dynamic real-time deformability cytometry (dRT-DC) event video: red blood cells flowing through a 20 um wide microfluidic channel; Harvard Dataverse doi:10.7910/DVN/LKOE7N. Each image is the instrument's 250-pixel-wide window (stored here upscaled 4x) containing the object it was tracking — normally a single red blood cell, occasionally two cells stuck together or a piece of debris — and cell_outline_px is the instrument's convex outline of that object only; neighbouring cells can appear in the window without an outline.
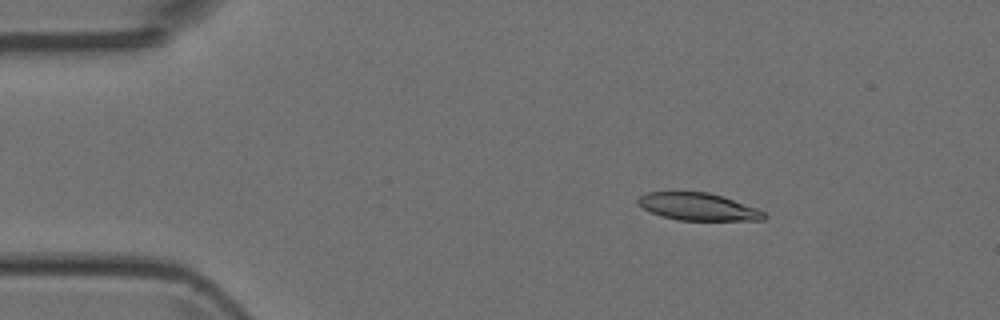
{"species": "Egyptian fruit bat (a non-hibernating species)", "species_latin": "Rousettus aegyptiacus", "temperature_condition": "room temperature", "stored_images_in_passage": 5, "camera_frame_rate_fps": 3000, "um_per_image_px": 0.085, "animal": {"sex": "female"}, "frame": {"image": 1, "passage_image": 3, "time_ms": 2.333, "image_size_px": [1000, 320], "cell_outline_px": [[768, 216], [764, 220], [676, 220], [652, 212], [644, 208], [636, 200], [640, 196], [648, 192], [708, 192], [724, 196], [756, 208], [764, 212]], "centroid_in_image_um": [59.38, 17.57], "position_along_channel_um": 25.6, "area_um2": 19.94}}
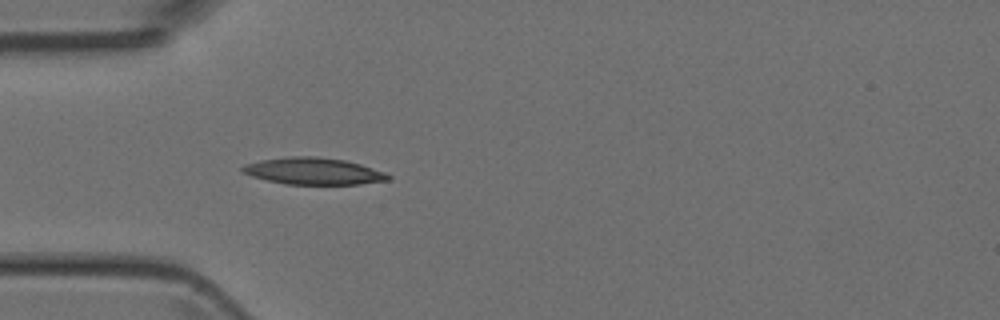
{"frame": {"image": 2, "passage_image": 5, "time_ms": 4.667, "image_size_px": [1000, 320], "cell_outline_px": [[392, 180], [360, 184], [284, 184], [252, 176], [240, 172], [240, 168], [244, 164], [260, 160], [288, 156], [316, 156], [344, 160], [360, 164], [384, 172], [392, 176]], "centroid_in_image_um": [26.63, 14.54], "position_along_channel_um": 58.4, "area_um2": 22.89}}